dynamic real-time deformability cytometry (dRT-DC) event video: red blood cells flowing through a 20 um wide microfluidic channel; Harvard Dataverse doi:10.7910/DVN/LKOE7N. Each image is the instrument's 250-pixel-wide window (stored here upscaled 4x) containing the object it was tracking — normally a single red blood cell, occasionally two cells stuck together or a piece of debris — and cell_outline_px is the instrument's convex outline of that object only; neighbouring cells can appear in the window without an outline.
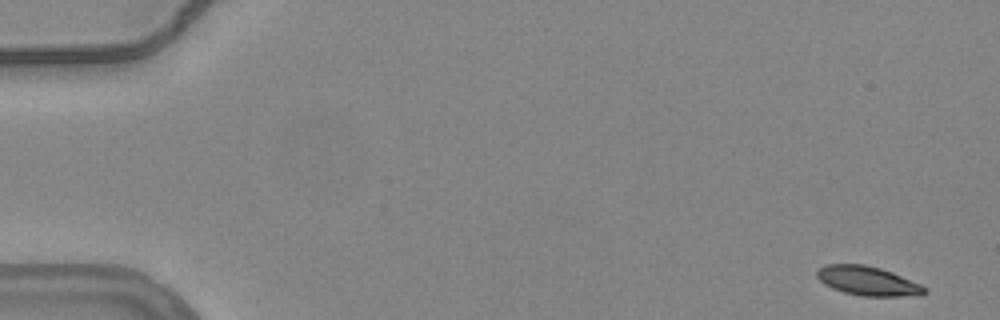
{"species": "common noctule bat (a hibernating species)", "species_latin": "Nyctalus noctula", "temperature_condition": "warm", "stored_images_in_passage": 54, "camera_frame_rate_fps": 3000, "um_per_image_px": 0.085, "animal": {"sex": "female", "body_mass_g": 24.6, "forearm_length_mm": 56.2}, "frame": {"image": 1, "passage_image": 1, "time_ms": 0.0, "image_size_px": [1000, 320], "cell_outline_px": [[928, 292], [920, 296], [864, 296], [844, 292], [832, 288], [824, 284], [816, 276], [816, 272], [820, 268], [828, 264], [864, 264], [880, 268], [892, 272], [920, 284]], "centroid_in_image_um": [73.77, 23.88], "position_along_channel_um": 11.2, "area_um2": 18.21}}
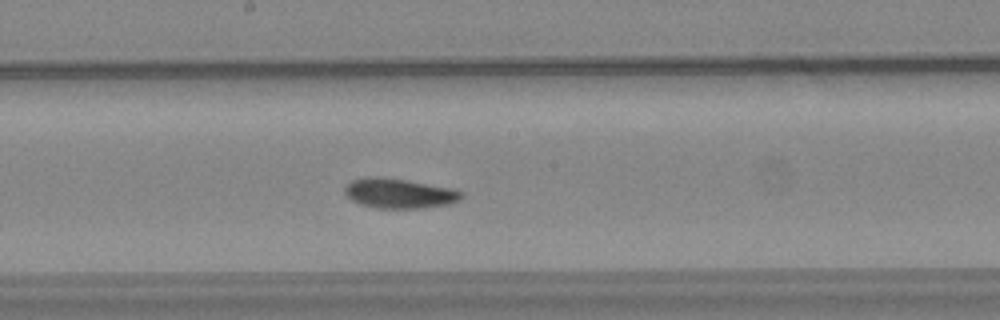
{"frame": {"image": 2, "passage_image": 29, "time_ms": 9.333, "image_size_px": [1000, 320], "cell_outline_px": [[464, 196], [460, 200], [448, 204], [420, 208], [376, 208], [360, 204], [352, 200], [344, 192], [344, 184], [352, 180], [364, 176], [380, 176], [452, 188], [460, 192]], "centroid_in_image_um": [33.87, 16.42], "position_along_channel_um": 214.3, "area_um2": 20.29}}
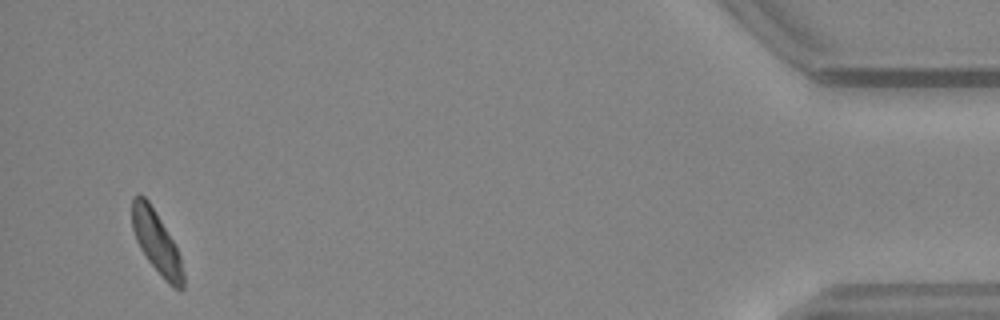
{"frame": {"image": 3, "passage_image": 52, "time_ms": 17.0, "image_size_px": [1000, 320], "cell_outline_px": [[184, 288], [176, 288], [168, 284], [164, 280], [148, 260], [140, 248], [136, 240], [132, 228], [132, 196], [140, 192], [148, 200], [156, 212], [172, 240], [180, 256], [184, 276]], "centroid_in_image_um": [13.28, 20.56], "position_along_channel_um": 421.9, "area_um2": 18.44}, "authors_computed_cell_mechanics": {"area_um2": 19.4497, "velocity_mm_per_s": 3.7435, "shape_relaxation_time_tau1_ms": 3.9088, "shape_relaxation_time_tau2_ms": null, "deformation_change_tau1": 0.1371, "deformation_change_tau2": null}}